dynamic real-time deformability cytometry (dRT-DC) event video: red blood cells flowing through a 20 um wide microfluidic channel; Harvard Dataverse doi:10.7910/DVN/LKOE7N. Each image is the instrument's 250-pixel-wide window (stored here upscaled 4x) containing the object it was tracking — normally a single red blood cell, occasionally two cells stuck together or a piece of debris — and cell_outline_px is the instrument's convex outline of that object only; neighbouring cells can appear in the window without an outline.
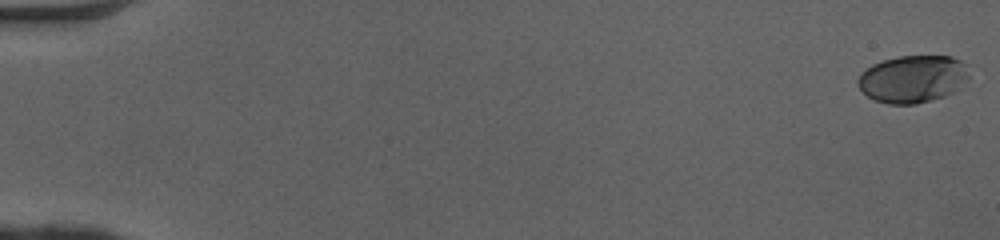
{"species": "human", "species_latin": "Homo sapiens", "temperature_condition": "cold", "stored_images_in_passage": 51, "camera_frame_rate_fps": 3000, "um_per_image_px": 0.085, "donor": {"sex": "female"}, "frame": {"image": 1, "passage_image": 1, "time_ms": 0.0, "image_size_px": [1000, 240], "cell_outline_px": [[968, 76], [956, 92], [932, 100], [916, 104], [888, 104], [876, 100], [868, 96], [856, 84], [856, 80], [860, 72], [872, 64], [896, 56], [952, 56], [960, 60], [964, 64]], "centroid_in_image_um": [77.54, 6.71], "position_along_channel_um": 7.5, "area_um2": 30.75}}
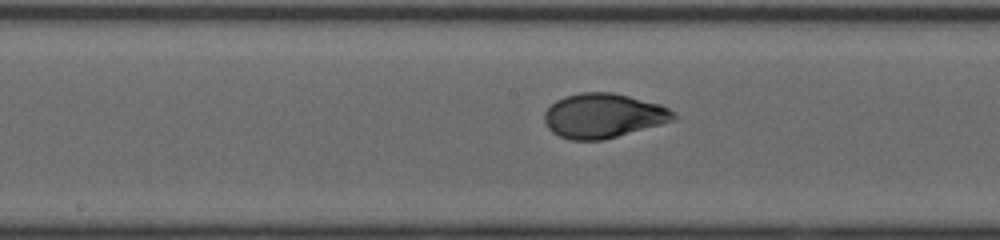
{"frame": {"image": 2, "passage_image": 28, "time_ms": 9.0, "image_size_px": [1000, 240], "cell_outline_px": [[680, 116], [676, 120], [604, 140], [568, 140], [552, 132], [544, 124], [544, 112], [556, 100], [564, 96], [580, 92], [612, 92], [660, 104], [676, 112]], "centroid_in_image_um": [51.29, 9.84], "position_along_channel_um": 196.9, "area_um2": 33.81}}
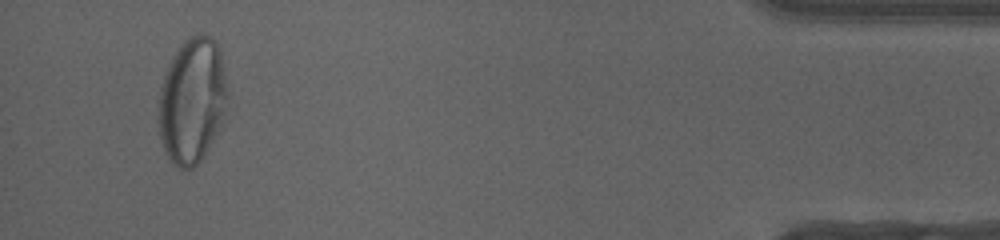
{"frame": {"image": 3, "passage_image": 49, "time_ms": 16.0, "image_size_px": [1000, 240], "cell_outline_px": [[228, 96], [224, 120], [204, 156], [192, 168], [176, 168], [172, 164], [164, 152], [156, 120], [156, 116], [160, 88], [164, 72], [172, 56], [184, 40], [188, 36], [200, 32], [212, 36], [220, 48], [228, 88]], "centroid_in_image_um": [16.32, 8.53], "position_along_channel_um": 418.9, "area_um2": 51.85}, "authors_computed_cell_mechanics": {"area_um2": 32.8882, "velocity_mm_per_s": 4.0879, "shape_relaxation_time_tau1_ms": 4.5314, "shape_relaxation_time_tau2_ms": null, "deformation_change_tau1": 0.2015, "deformation_change_tau2": null}}